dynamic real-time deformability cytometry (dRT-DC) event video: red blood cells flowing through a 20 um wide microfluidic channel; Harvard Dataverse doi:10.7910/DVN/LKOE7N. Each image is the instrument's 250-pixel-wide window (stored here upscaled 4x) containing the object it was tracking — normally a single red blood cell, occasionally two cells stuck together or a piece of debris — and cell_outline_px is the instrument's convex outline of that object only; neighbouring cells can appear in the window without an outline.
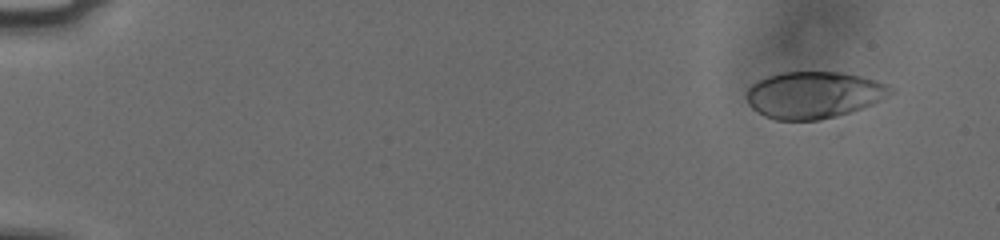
{"species": "human", "species_latin": "Homo sapiens", "temperature_condition": "cold", "stored_images_in_passage": 52, "camera_frame_rate_fps": 3000, "um_per_image_px": 0.085, "donor": {"sex": "male"}, "frame": {"image": 1, "passage_image": 1, "time_ms": 0.0, "image_size_px": [1000, 240], "cell_outline_px": [[892, 92], [880, 100], [872, 104], [836, 116], [820, 120], [776, 120], [764, 116], [752, 108], [748, 104], [744, 96], [748, 88], [752, 84], [768, 76], [780, 72], [840, 72], [860, 76], [876, 80], [892, 88]], "centroid_in_image_um": [69.11, 8.07], "position_along_channel_um": 15.9, "area_um2": 39.07}}
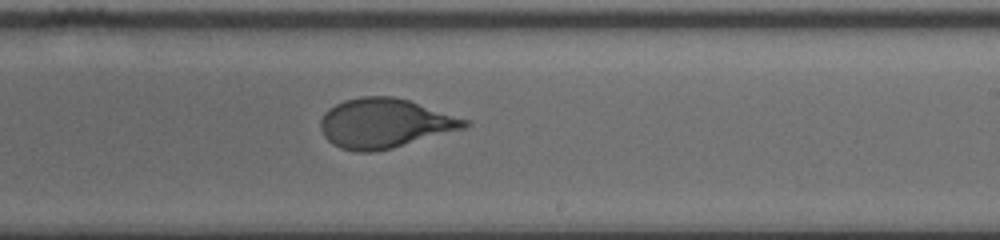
{"frame": {"image": 2, "passage_image": 32, "time_ms": 10.333, "image_size_px": [1000, 240], "cell_outline_px": [[472, 124], [464, 128], [392, 148], [376, 152], [356, 152], [340, 148], [332, 144], [324, 136], [320, 128], [320, 120], [328, 108], [344, 100], [360, 96], [392, 96], [408, 100], [472, 120]], "centroid_in_image_um": [32.7, 10.48], "position_along_channel_um": 256.3, "area_um2": 41.73}}
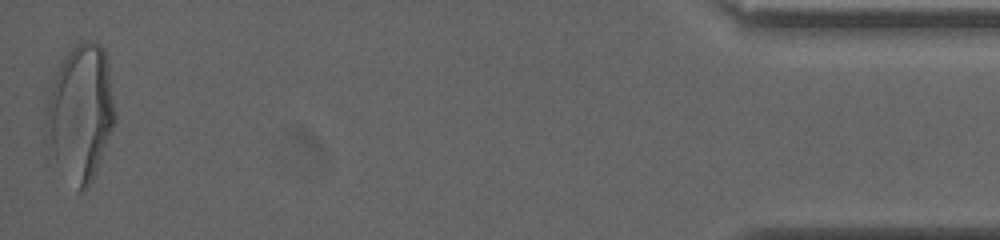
{"frame": {"image": 3, "passage_image": 52, "time_ms": 17.0, "image_size_px": [1000, 240], "cell_outline_px": [[116, 120], [96, 172], [92, 180], [84, 192], [76, 192], [56, 160], [44, 132], [44, 112], [48, 96], [60, 64], [64, 56], [80, 40], [96, 40], [104, 48], [108, 68], [116, 112]], "centroid_in_image_um": [6.85, 9.58], "position_along_channel_um": 428.4, "area_um2": 54.85}, "authors_computed_cell_mechanics": {"area_um2": 41.0091, "velocity_mm_per_s": 3.7792, "shape_relaxation_time_tau1_ms": 5.1075, "shape_relaxation_time_tau2_ms": null, "deformation_change_tau1": 0.2087, "deformation_change_tau2": null}}